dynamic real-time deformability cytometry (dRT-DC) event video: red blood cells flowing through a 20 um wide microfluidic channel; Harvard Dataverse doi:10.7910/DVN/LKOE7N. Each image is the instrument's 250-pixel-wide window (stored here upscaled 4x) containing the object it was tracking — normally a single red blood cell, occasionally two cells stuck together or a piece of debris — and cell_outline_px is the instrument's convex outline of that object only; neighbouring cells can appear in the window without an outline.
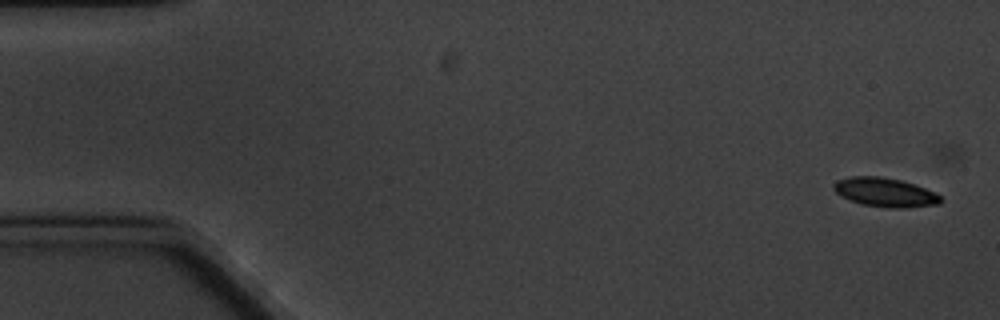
{"species": "common noctule bat (a hibernating species)", "species_latin": "Nyctalus noctula", "temperature_condition": "cold", "stored_images_in_passage": 5, "camera_frame_rate_fps": 3000, "um_per_image_px": 0.085, "animal": {"sex": "male", "body_mass_g": 20.1, "forearm_length_mm": 53.5}, "frame": {"image": 1, "passage_image": 1, "time_ms": 0.0, "image_size_px": [1000, 320], "cell_outline_px": [[944, 200], [940, 204], [904, 208], [888, 208], [860, 204], [840, 196], [832, 188], [832, 184], [836, 180], [848, 176], [880, 176], [900, 180], [936, 192]], "centroid_in_image_um": [75.2, 16.35], "position_along_channel_um": 9.8, "area_um2": 18.32}}